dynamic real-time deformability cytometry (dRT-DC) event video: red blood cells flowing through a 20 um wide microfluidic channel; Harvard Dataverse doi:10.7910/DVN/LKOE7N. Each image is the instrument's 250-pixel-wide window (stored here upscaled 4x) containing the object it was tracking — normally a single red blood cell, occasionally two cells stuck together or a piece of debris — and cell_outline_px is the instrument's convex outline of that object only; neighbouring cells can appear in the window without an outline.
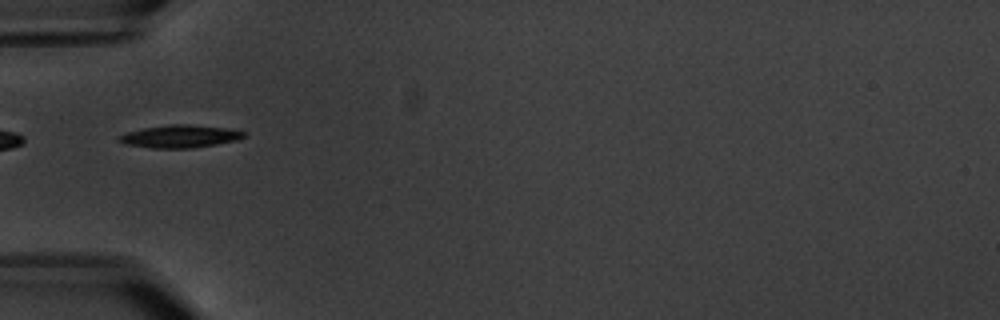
{"species": "common noctule bat (a hibernating species)", "species_latin": "Nyctalus noctula", "temperature_condition": "warm", "stored_images_in_passage": 6, "segment_of_instrument_passage": [2, 2], "camera_frame_rate_fps": 3000, "um_per_image_px": 0.085, "animal": {"sex": "male", "body_mass_g": 20.1, "forearm_length_mm": 53.5}, "frame": {"image": 1, "passage_image": 6, "time_ms": 5.667, "image_size_px": [1000, 320], "cell_outline_px": [[248, 136], [240, 140], [192, 148], [152, 148], [124, 144], [116, 140], [116, 136], [128, 132], [144, 128], [172, 124], [184, 124], [228, 128], [248, 132]], "centroid_in_image_um": [15.34, 11.59], "position_along_channel_um": 69.7, "area_um2": 16.7}}